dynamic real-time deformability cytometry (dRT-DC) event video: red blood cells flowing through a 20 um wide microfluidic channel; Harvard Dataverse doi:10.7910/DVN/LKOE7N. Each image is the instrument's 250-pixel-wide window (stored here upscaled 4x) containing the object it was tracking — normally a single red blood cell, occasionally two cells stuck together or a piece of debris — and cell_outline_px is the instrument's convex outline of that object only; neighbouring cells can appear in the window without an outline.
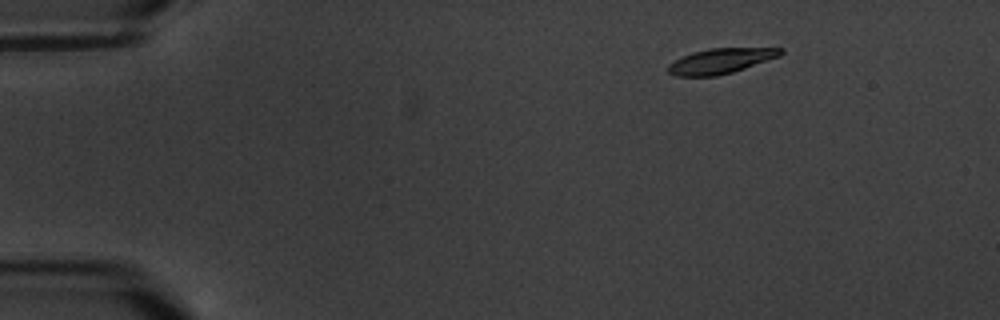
{"species": "common noctule bat (a hibernating species)", "species_latin": "Nyctalus noctula", "temperature_condition": "warm", "stored_images_in_passage": 6, "camera_frame_rate_fps": 3000, "um_per_image_px": 0.085, "animal": {"sex": "male", "body_mass_g": 20.1, "forearm_length_mm": 53.5}, "frame": {"image": 1, "passage_image": 2, "time_ms": 1.0, "image_size_px": [1000, 320], "cell_outline_px": [[784, 52], [780, 56], [732, 72], [716, 76], [676, 76], [668, 72], [668, 64], [692, 52], [708, 48], [784, 48]], "centroid_in_image_um": [61.26, 5.17], "position_along_channel_um": 23.7, "area_um2": 16.36}}
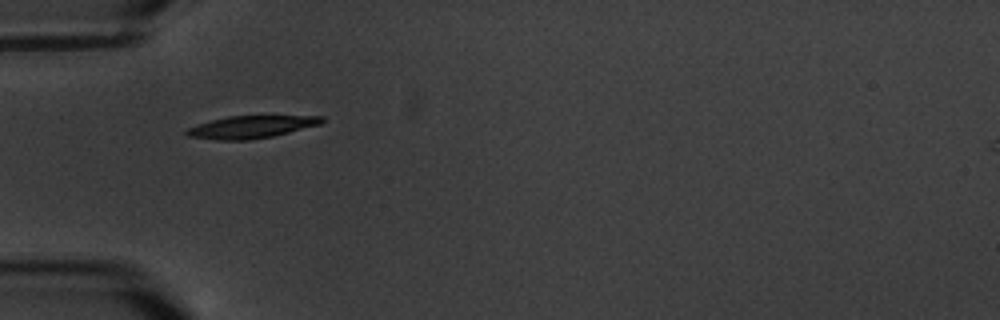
{"frame": {"image": 2, "passage_image": 5, "time_ms": 4.667, "image_size_px": [1000, 320], "cell_outline_px": [[324, 120], [320, 124], [272, 136], [248, 140], [216, 140], [188, 136], [184, 132], [188, 128], [196, 124], [228, 116], [324, 116]], "centroid_in_image_um": [21.3, 10.79], "position_along_channel_um": 63.7, "area_um2": 17.46}}